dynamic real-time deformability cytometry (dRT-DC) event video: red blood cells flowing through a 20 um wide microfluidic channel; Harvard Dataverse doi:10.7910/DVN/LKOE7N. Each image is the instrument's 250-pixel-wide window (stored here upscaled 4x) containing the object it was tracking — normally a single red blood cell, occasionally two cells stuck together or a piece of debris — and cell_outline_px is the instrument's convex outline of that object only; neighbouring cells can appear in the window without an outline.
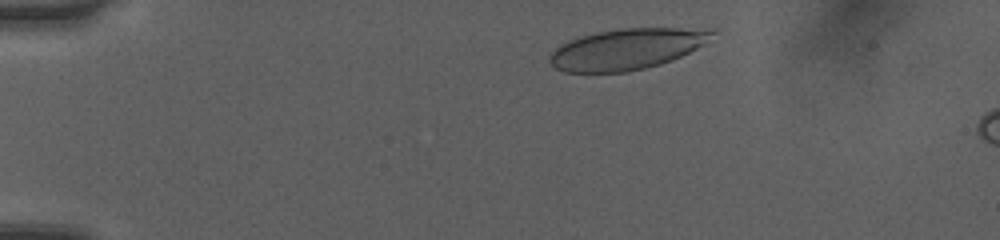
{"species": "human", "species_latin": "Homo sapiens", "temperature_condition": "room temperature", "stored_images_in_passage": 10, "camera_frame_rate_fps": 3000, "um_per_image_px": 0.085, "donor": {"sex": "female"}, "frame": {"image": 1, "passage_image": 4, "time_ms": 1.0, "image_size_px": [1000, 240], "cell_outline_px": [[720, 28], [704, 44], [672, 60], [660, 64], [628, 72], [564, 72], [556, 68], [548, 60], [548, 56], [560, 44], [568, 40], [580, 36], [596, 32], [620, 28]], "centroid_in_image_um": [53.29, 4.15], "position_along_channel_um": 31.7, "area_um2": 38.9}}